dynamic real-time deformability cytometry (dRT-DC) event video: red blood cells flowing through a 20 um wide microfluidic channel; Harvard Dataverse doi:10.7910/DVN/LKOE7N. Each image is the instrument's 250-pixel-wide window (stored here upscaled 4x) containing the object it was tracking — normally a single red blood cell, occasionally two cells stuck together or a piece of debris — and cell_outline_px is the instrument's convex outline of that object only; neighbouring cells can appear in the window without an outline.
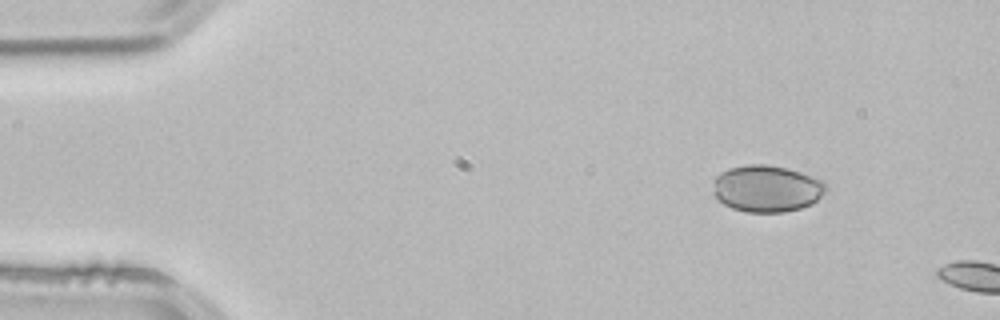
{"species": "common noctule bat (a hibernating species)", "species_latin": "Nyctalus noctula", "temperature_condition": "room temperature", "stored_images_in_passage": 2, "camera_frame_rate_fps": 3000, "um_per_image_px": 0.085, "animal": {"sex": "male", "body_mass_g": 21.5, "forearm_length_mm": 52.0}, "frame": {"image": 1, "passage_image": 1, "time_ms": 0.0, "image_size_px": [1000, 320], "cell_outline_px": [[828, 188], [812, 204], [800, 208], [784, 212], [748, 212], [732, 208], [724, 204], [716, 196], [716, 176], [720, 172], [728, 168], [748, 164], [764, 164], [788, 168], [824, 180], [828, 184]], "centroid_in_image_um": [65.23, 16.02], "position_along_channel_um": 19.8, "area_um2": 30.58}}